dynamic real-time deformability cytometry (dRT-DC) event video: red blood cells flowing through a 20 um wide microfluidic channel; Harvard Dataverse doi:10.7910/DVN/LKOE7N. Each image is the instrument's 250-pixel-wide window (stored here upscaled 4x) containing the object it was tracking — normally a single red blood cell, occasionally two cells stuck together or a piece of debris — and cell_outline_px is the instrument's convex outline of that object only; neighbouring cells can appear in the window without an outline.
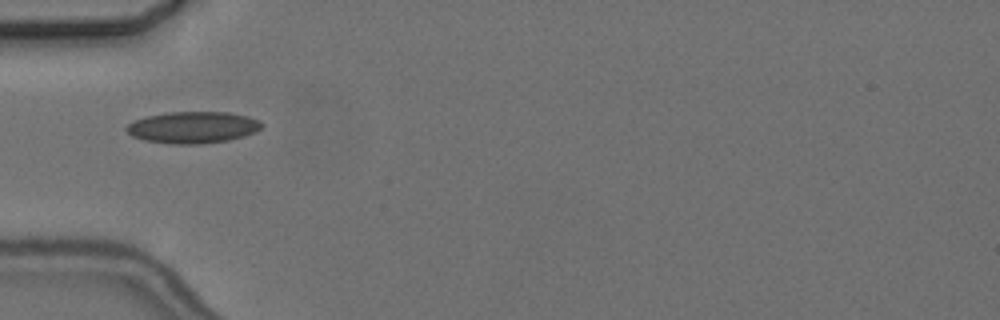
{"species": "common noctule bat (a hibernating species)", "species_latin": "Nyctalus noctula", "temperature_condition": "cold", "stored_images_in_passage": 3, "camera_frame_rate_fps": 3000, "um_per_image_px": 0.085, "animal": {"sex": "female", "body_mass_g": 24.6, "forearm_length_mm": 56.2}, "frame": {"image": 1, "passage_image": 1, "time_ms": 0.0, "image_size_px": [1000, 320], "cell_outline_px": [[264, 124], [256, 132], [244, 136], [228, 140], [200, 144], [172, 144], [144, 140], [132, 136], [124, 128], [128, 124], [136, 120], [148, 116], [168, 112], [228, 112], [248, 116], [260, 120]], "centroid_in_image_um": [16.42, 10.83], "position_along_channel_um": 68.6, "area_um2": 24.97}}
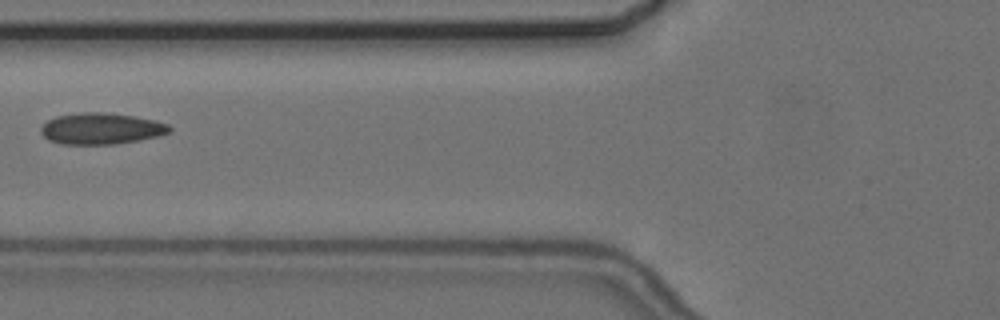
{"frame": {"image": 2, "passage_image": 2, "time_ms": 1.333, "image_size_px": [1000, 320], "cell_outline_px": [[172, 132], [140, 140], [112, 144], [60, 144], [48, 140], [40, 132], [40, 128], [48, 120], [56, 116], [80, 112], [104, 112], [132, 116], [156, 120], [168, 124], [172, 128]], "centroid_in_image_um": [8.6, 10.93], "position_along_channel_um": 117.2, "area_um2": 23.52}}
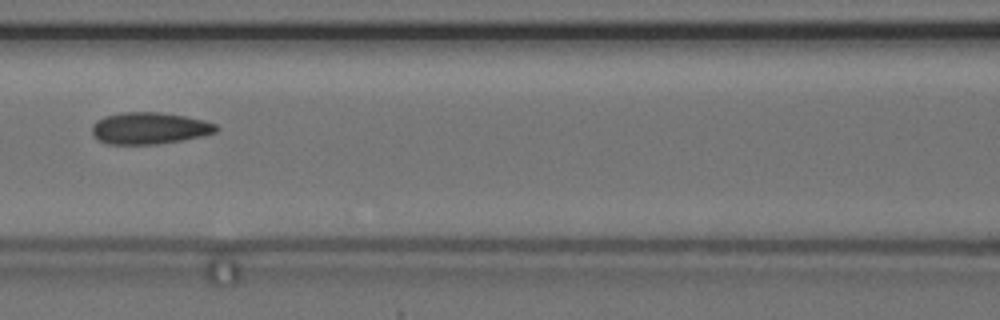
{"frame": {"image": 3, "passage_image": 3, "time_ms": 2.333, "image_size_px": [1000, 320], "cell_outline_px": [[220, 128], [216, 132], [204, 136], [160, 144], [108, 144], [96, 140], [92, 136], [92, 124], [96, 120], [104, 116], [124, 112], [160, 112], [184, 116], [204, 120], [216, 124]], "centroid_in_image_um": [12.69, 10.9], "position_along_channel_um": 153.9, "area_um2": 23.29}}